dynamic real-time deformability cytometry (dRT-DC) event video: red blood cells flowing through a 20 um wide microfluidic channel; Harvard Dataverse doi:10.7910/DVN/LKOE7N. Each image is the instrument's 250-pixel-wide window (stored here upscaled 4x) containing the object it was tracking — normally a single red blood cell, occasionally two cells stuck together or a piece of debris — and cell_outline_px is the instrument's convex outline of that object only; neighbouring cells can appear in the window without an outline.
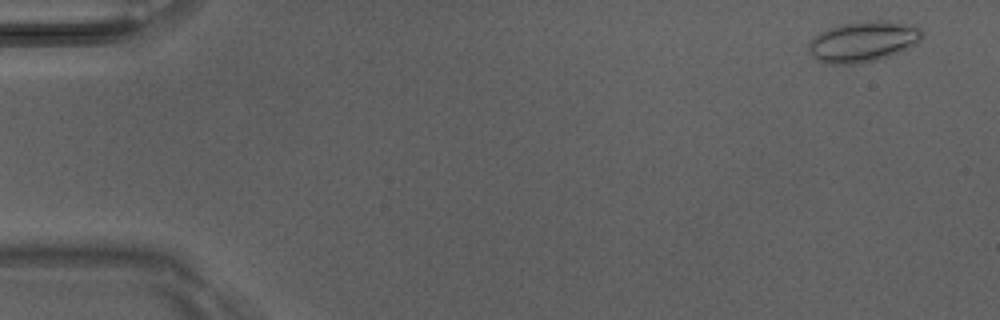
{"species": "Egyptian fruit bat (a non-hibernating species)", "species_latin": "Rousettus aegyptiacus", "temperature_condition": "room temperature", "stored_images_in_passage": 5, "camera_frame_rate_fps": 3000, "um_per_image_px": 0.085, "animal": {"sex": "male"}, "frame": {"image": 1, "passage_image": 1, "time_ms": 0.0, "image_size_px": [1000, 320], "cell_outline_px": [[924, 36], [916, 44], [908, 48], [888, 56], [876, 60], [856, 64], [824, 64], [816, 60], [812, 56], [808, 48], [808, 44], [820, 32], [828, 28], [844, 24], [876, 20], [888, 20], [920, 28], [924, 32]], "centroid_in_image_um": [73.36, 3.55], "position_along_channel_um": 11.6, "area_um2": 26.76}}